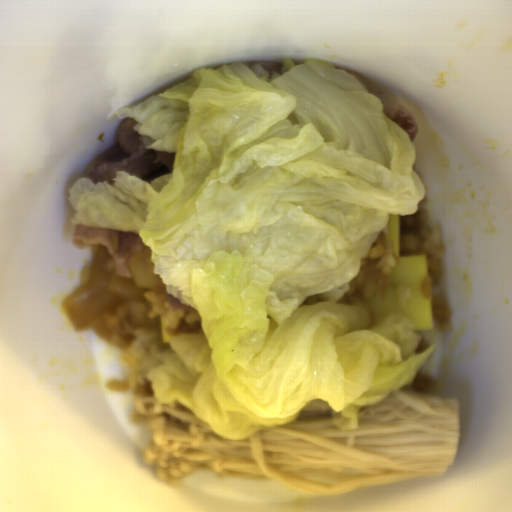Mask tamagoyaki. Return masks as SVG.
I'll list each match as a JSON object with an SVG mask.
<instances>
[{"instance_id":"tamagoyaki-2","label":"tamagoyaki","mask_w":512,"mask_h":512,"mask_svg":"<svg viewBox=\"0 0 512 512\" xmlns=\"http://www.w3.org/2000/svg\"><path fill=\"white\" fill-rule=\"evenodd\" d=\"M160 331H161V340L163 343L165 341H167L169 338H171L172 336H175L173 334V332L164 325L162 319L160 321Z\"/></svg>"},{"instance_id":"tamagoyaki-1","label":"tamagoyaki","mask_w":512,"mask_h":512,"mask_svg":"<svg viewBox=\"0 0 512 512\" xmlns=\"http://www.w3.org/2000/svg\"><path fill=\"white\" fill-rule=\"evenodd\" d=\"M386 235L393 247L397 265L388 276V289L382 299L379 290L368 300L372 325L380 324L386 316L405 318L416 330H432L433 311L430 298L423 291L428 279V261L424 254H402L399 215H391L386 222Z\"/></svg>"}]
</instances>
